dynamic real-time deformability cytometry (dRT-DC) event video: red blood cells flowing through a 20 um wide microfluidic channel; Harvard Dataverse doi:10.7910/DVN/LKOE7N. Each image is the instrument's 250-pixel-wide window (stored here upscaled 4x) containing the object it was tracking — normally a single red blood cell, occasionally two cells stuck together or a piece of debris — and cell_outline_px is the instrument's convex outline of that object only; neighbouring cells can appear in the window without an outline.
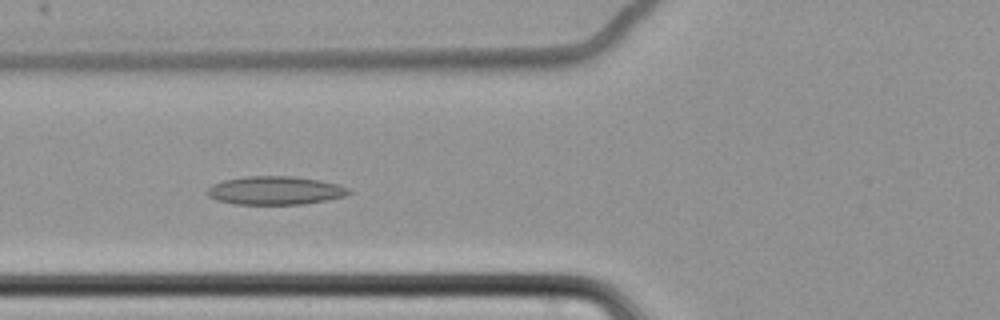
{"species": "common noctule bat (a hibernating species)", "species_latin": "Nyctalus noctula", "temperature_condition": "cold", "stored_images_in_passage": 65, "camera_frame_rate_fps": 3000, "um_per_image_px": 0.085, "animal": {"sex": "female", "body_mass_g": 22.7, "forearm_length_mm": 54.2}, "frame": {"image": 1, "passage_image": 29, "time_ms": 9.333, "image_size_px": [1000, 320], "cell_outline_px": [[352, 192], [344, 196], [304, 204], [236, 204], [216, 200], [208, 196], [208, 188], [212, 184], [224, 180], [248, 176], [292, 176], [320, 180], [336, 184], [348, 188]], "centroid_in_image_um": [23.37, 16.19], "position_along_channel_um": 102.4, "area_um2": 23.24}}
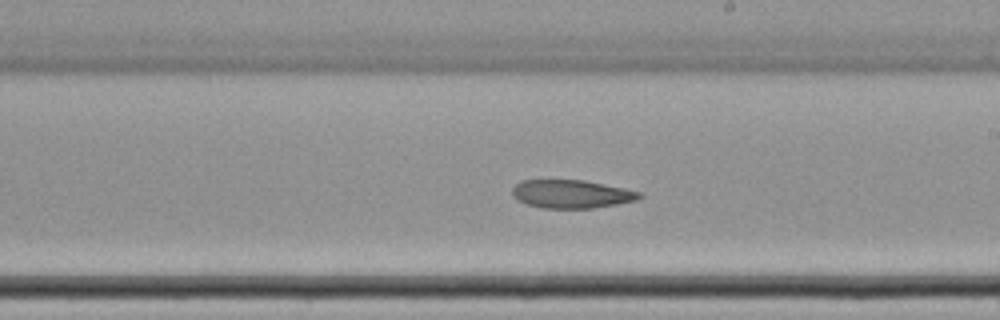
{"frame": {"image": 2, "passage_image": 41, "time_ms": 13.333, "image_size_px": [1000, 320], "cell_outline_px": [[644, 196], [636, 200], [616, 204], [592, 208], [540, 208], [516, 200], [512, 196], [512, 188], [520, 180], [584, 180], [624, 188], [640, 192]], "centroid_in_image_um": [48.54, 16.49], "position_along_channel_um": 240.5, "area_um2": 20.98}}
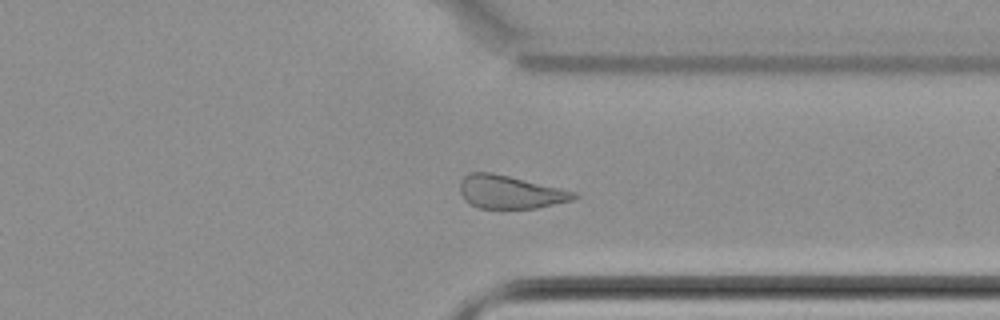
{"frame": {"image": 3, "passage_image": 52, "time_ms": 17.0, "image_size_px": [1000, 320], "cell_outline_px": [[580, 196], [572, 200], [536, 208], [480, 208], [464, 200], [460, 192], [460, 180], [468, 172], [492, 172], [560, 188], [576, 192]], "centroid_in_image_um": [43.34, 16.31], "position_along_channel_um": 368.1, "area_um2": 21.91}, "authors_computed_cell_mechanics": {"area_um2": 25.2008, "velocity_mm_per_s": 3.456, "shape_relaxation_time_tau1_ms": null, "shape_relaxation_time_tau2_ms": 10.1908, "deformation_change_tau1": null, "deformation_change_tau2": 0.1695}}